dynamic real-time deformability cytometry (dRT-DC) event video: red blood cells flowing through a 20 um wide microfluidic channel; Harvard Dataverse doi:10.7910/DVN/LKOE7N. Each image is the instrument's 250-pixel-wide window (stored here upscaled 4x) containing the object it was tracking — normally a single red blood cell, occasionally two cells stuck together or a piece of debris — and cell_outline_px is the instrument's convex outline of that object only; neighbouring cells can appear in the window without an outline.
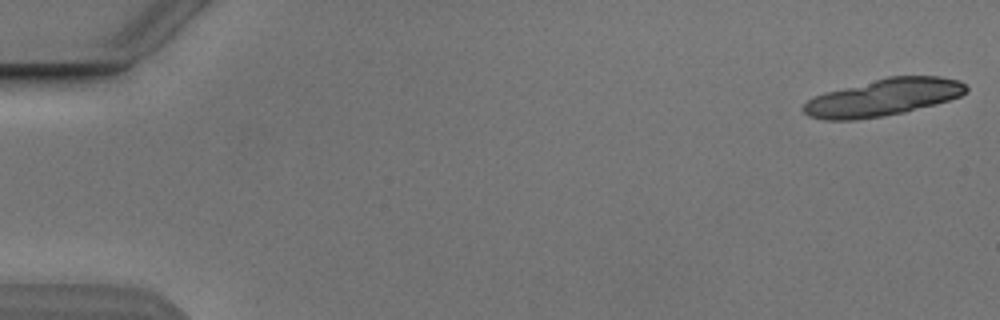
{"species": "Egyptian fruit bat (a non-hibernating species)", "species_latin": "Rousettus aegyptiacus", "temperature_condition": "cold", "stored_images_in_passage": 4, "camera_frame_rate_fps": 3000, "um_per_image_px": 0.085, "animal": {"sex": "male"}, "frame": {"image": 1, "passage_image": 1, "time_ms": 0.0, "image_size_px": [1000, 320], "cell_outline_px": [[968, 92], [960, 96], [936, 104], [904, 112], [884, 116], [852, 120], [824, 120], [808, 116], [800, 108], [808, 100], [816, 96], [828, 92], [888, 76], [940, 76], [960, 80], [968, 84]], "centroid_in_image_um": [75.13, 8.28], "position_along_channel_um": 9.9, "area_um2": 35.08}}